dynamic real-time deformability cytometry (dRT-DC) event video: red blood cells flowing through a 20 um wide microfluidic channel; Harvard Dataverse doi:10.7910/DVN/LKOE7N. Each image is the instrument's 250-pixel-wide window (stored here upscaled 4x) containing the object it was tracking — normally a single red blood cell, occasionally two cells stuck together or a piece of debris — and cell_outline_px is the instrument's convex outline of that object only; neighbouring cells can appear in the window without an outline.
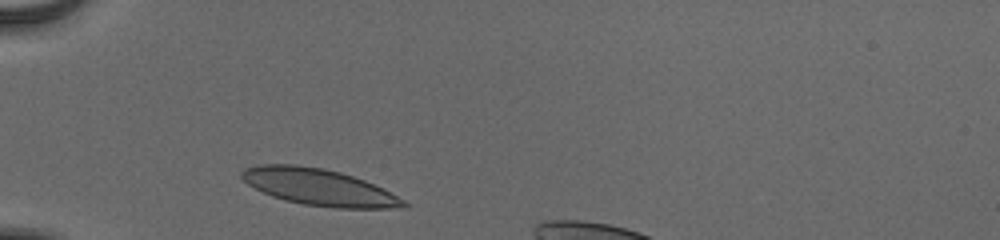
{"species": "human", "species_latin": "Homo sapiens", "temperature_condition": "cold", "stored_images_in_passage": 31, "camera_frame_rate_fps": 3000, "um_per_image_px": 0.085, "donor": {"sex": "male"}, "frame": {"image": 1, "passage_image": 2, "time_ms": 0.333, "image_size_px": [1000, 240], "cell_outline_px": [[408, 204], [388, 208], [336, 208], [304, 204], [272, 196], [248, 184], [240, 176], [240, 172], [244, 168], [260, 164], [296, 164], [324, 168], [340, 172], [364, 180], [404, 200]], "centroid_in_image_um": [27.03, 15.88], "position_along_channel_um": 58.0, "area_um2": 33.87}}
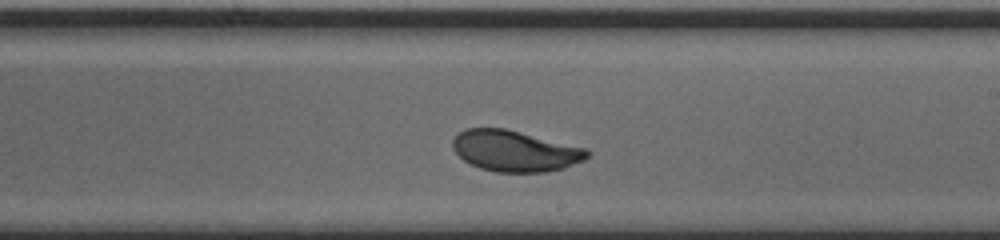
{"frame": {"image": 2, "passage_image": 18, "time_ms": 5.667, "image_size_px": [1000, 240], "cell_outline_px": [[588, 156], [584, 160], [564, 168], [548, 172], [496, 172], [480, 168], [464, 160], [452, 148], [452, 140], [460, 132], [468, 128], [504, 128], [588, 148]], "centroid_in_image_um": [43.79, 12.83], "position_along_channel_um": 245.2, "area_um2": 32.08}}
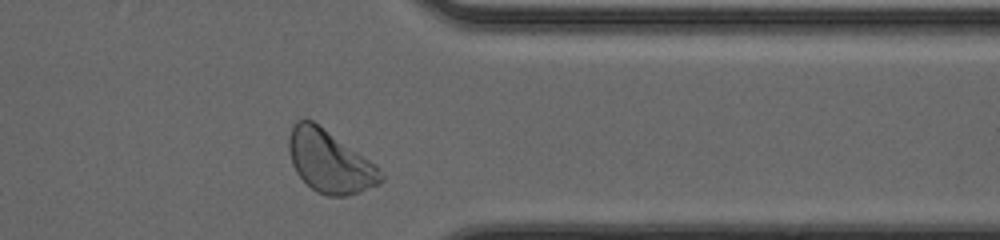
{"frame": {"image": 3, "passage_image": 29, "time_ms": 9.333, "image_size_px": [1000, 240], "cell_outline_px": [[384, 180], [380, 184], [360, 192], [344, 196], [328, 196], [316, 192], [296, 172], [292, 164], [288, 148], [288, 136], [292, 124], [296, 120], [312, 120], [376, 164], [384, 176]], "centroid_in_image_um": [28.02, 13.73], "position_along_channel_um": 383.4, "area_um2": 33.35}, "authors_computed_cell_mechanics": {"area_um2": 32.368, "velocity_mm_per_s": 3.8356, "shape_relaxation_time_tau1_ms": 3.0481, "shape_relaxation_time_tau2_ms": null, "deformation_change_tau1": 0.14, "deformation_change_tau2": null}}